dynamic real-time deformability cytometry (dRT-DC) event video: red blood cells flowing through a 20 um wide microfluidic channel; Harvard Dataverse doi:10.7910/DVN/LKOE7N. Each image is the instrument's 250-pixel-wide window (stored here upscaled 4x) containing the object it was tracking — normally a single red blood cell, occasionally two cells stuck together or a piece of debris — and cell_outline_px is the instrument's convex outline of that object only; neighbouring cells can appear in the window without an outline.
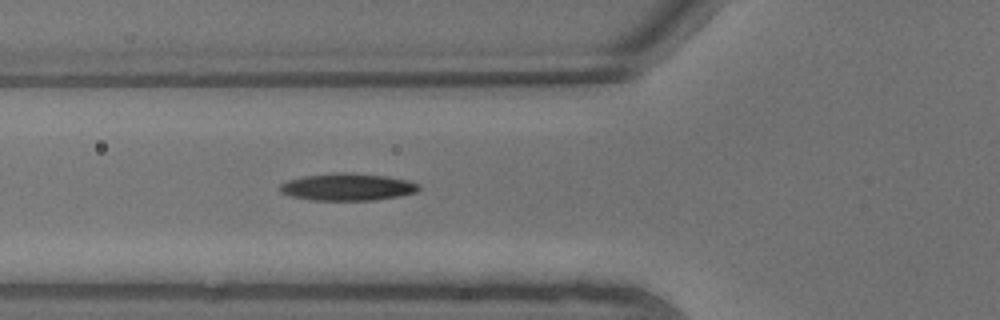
{"species": "common noctule bat (a hibernating species)", "species_latin": "Nyctalus noctula", "temperature_condition": "warm", "stored_images_in_passage": 7, "camera_frame_rate_fps": 3000, "um_per_image_px": 0.085, "animal": {"sex": "male", "body_mass_g": 13.3}, "frame": {"image": 1, "passage_image": 7, "time_ms": 2.0, "image_size_px": [1000, 320], "cell_outline_px": [[420, 188], [416, 192], [400, 196], [376, 200], [312, 200], [292, 196], [280, 192], [280, 184], [288, 180], [304, 176], [336, 172], [352, 172], [388, 176], [408, 180], [420, 184]], "centroid_in_image_um": [29.57, 15.88], "position_along_channel_um": 96.2, "area_um2": 22.2}}